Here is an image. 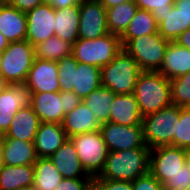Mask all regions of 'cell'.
Returning a JSON list of instances; mask_svg holds the SVG:
<instances>
[{
    "label": "cell",
    "instance_id": "40",
    "mask_svg": "<svg viewBox=\"0 0 190 190\" xmlns=\"http://www.w3.org/2000/svg\"><path fill=\"white\" fill-rule=\"evenodd\" d=\"M60 100L63 103L62 110L64 113L74 110L83 101L72 91L60 92Z\"/></svg>",
    "mask_w": 190,
    "mask_h": 190
},
{
    "label": "cell",
    "instance_id": "14",
    "mask_svg": "<svg viewBox=\"0 0 190 190\" xmlns=\"http://www.w3.org/2000/svg\"><path fill=\"white\" fill-rule=\"evenodd\" d=\"M31 93L24 83L10 84L0 93V136L9 130L14 115L30 105Z\"/></svg>",
    "mask_w": 190,
    "mask_h": 190
},
{
    "label": "cell",
    "instance_id": "8",
    "mask_svg": "<svg viewBox=\"0 0 190 190\" xmlns=\"http://www.w3.org/2000/svg\"><path fill=\"white\" fill-rule=\"evenodd\" d=\"M169 42L159 33H155L135 37L123 49L132 56L142 71H158Z\"/></svg>",
    "mask_w": 190,
    "mask_h": 190
},
{
    "label": "cell",
    "instance_id": "45",
    "mask_svg": "<svg viewBox=\"0 0 190 190\" xmlns=\"http://www.w3.org/2000/svg\"><path fill=\"white\" fill-rule=\"evenodd\" d=\"M106 9L132 0H98Z\"/></svg>",
    "mask_w": 190,
    "mask_h": 190
},
{
    "label": "cell",
    "instance_id": "36",
    "mask_svg": "<svg viewBox=\"0 0 190 190\" xmlns=\"http://www.w3.org/2000/svg\"><path fill=\"white\" fill-rule=\"evenodd\" d=\"M163 185L165 190H188L190 188V171L186 165L171 176Z\"/></svg>",
    "mask_w": 190,
    "mask_h": 190
},
{
    "label": "cell",
    "instance_id": "33",
    "mask_svg": "<svg viewBox=\"0 0 190 190\" xmlns=\"http://www.w3.org/2000/svg\"><path fill=\"white\" fill-rule=\"evenodd\" d=\"M171 103L190 107V72L170 80Z\"/></svg>",
    "mask_w": 190,
    "mask_h": 190
},
{
    "label": "cell",
    "instance_id": "2",
    "mask_svg": "<svg viewBox=\"0 0 190 190\" xmlns=\"http://www.w3.org/2000/svg\"><path fill=\"white\" fill-rule=\"evenodd\" d=\"M150 148L108 152L104 167L95 178L133 182L149 173Z\"/></svg>",
    "mask_w": 190,
    "mask_h": 190
},
{
    "label": "cell",
    "instance_id": "52",
    "mask_svg": "<svg viewBox=\"0 0 190 190\" xmlns=\"http://www.w3.org/2000/svg\"><path fill=\"white\" fill-rule=\"evenodd\" d=\"M1 66H2V63H1V57H0V74H1Z\"/></svg>",
    "mask_w": 190,
    "mask_h": 190
},
{
    "label": "cell",
    "instance_id": "5",
    "mask_svg": "<svg viewBox=\"0 0 190 190\" xmlns=\"http://www.w3.org/2000/svg\"><path fill=\"white\" fill-rule=\"evenodd\" d=\"M122 49L120 36L111 33L96 39L79 38L72 45L73 57L77 62L100 68L109 64Z\"/></svg>",
    "mask_w": 190,
    "mask_h": 190
},
{
    "label": "cell",
    "instance_id": "13",
    "mask_svg": "<svg viewBox=\"0 0 190 190\" xmlns=\"http://www.w3.org/2000/svg\"><path fill=\"white\" fill-rule=\"evenodd\" d=\"M27 36L26 40L33 46L55 35V9L44 1L34 9L26 12Z\"/></svg>",
    "mask_w": 190,
    "mask_h": 190
},
{
    "label": "cell",
    "instance_id": "48",
    "mask_svg": "<svg viewBox=\"0 0 190 190\" xmlns=\"http://www.w3.org/2000/svg\"><path fill=\"white\" fill-rule=\"evenodd\" d=\"M4 158H3V148H2V137L0 136V169L4 166Z\"/></svg>",
    "mask_w": 190,
    "mask_h": 190
},
{
    "label": "cell",
    "instance_id": "35",
    "mask_svg": "<svg viewBox=\"0 0 190 190\" xmlns=\"http://www.w3.org/2000/svg\"><path fill=\"white\" fill-rule=\"evenodd\" d=\"M135 3L139 9L152 12L159 24L163 21V16L171 11L175 0H135Z\"/></svg>",
    "mask_w": 190,
    "mask_h": 190
},
{
    "label": "cell",
    "instance_id": "32",
    "mask_svg": "<svg viewBox=\"0 0 190 190\" xmlns=\"http://www.w3.org/2000/svg\"><path fill=\"white\" fill-rule=\"evenodd\" d=\"M34 47L35 58L41 60L57 62L63 56L72 53V45L55 35Z\"/></svg>",
    "mask_w": 190,
    "mask_h": 190
},
{
    "label": "cell",
    "instance_id": "18",
    "mask_svg": "<svg viewBox=\"0 0 190 190\" xmlns=\"http://www.w3.org/2000/svg\"><path fill=\"white\" fill-rule=\"evenodd\" d=\"M41 121L32 109L31 105L20 108L12 119L9 130L3 139H18L34 142Z\"/></svg>",
    "mask_w": 190,
    "mask_h": 190
},
{
    "label": "cell",
    "instance_id": "47",
    "mask_svg": "<svg viewBox=\"0 0 190 190\" xmlns=\"http://www.w3.org/2000/svg\"><path fill=\"white\" fill-rule=\"evenodd\" d=\"M9 85L8 81L0 74V93L5 91Z\"/></svg>",
    "mask_w": 190,
    "mask_h": 190
},
{
    "label": "cell",
    "instance_id": "20",
    "mask_svg": "<svg viewBox=\"0 0 190 190\" xmlns=\"http://www.w3.org/2000/svg\"><path fill=\"white\" fill-rule=\"evenodd\" d=\"M61 124L68 138L94 132L101 127V123L83 101L74 110L65 113Z\"/></svg>",
    "mask_w": 190,
    "mask_h": 190
},
{
    "label": "cell",
    "instance_id": "39",
    "mask_svg": "<svg viewBox=\"0 0 190 190\" xmlns=\"http://www.w3.org/2000/svg\"><path fill=\"white\" fill-rule=\"evenodd\" d=\"M131 183L133 190H165L164 185L157 181L150 173L138 177Z\"/></svg>",
    "mask_w": 190,
    "mask_h": 190
},
{
    "label": "cell",
    "instance_id": "21",
    "mask_svg": "<svg viewBox=\"0 0 190 190\" xmlns=\"http://www.w3.org/2000/svg\"><path fill=\"white\" fill-rule=\"evenodd\" d=\"M0 32L8 42L26 40V13L6 3L0 7Z\"/></svg>",
    "mask_w": 190,
    "mask_h": 190
},
{
    "label": "cell",
    "instance_id": "15",
    "mask_svg": "<svg viewBox=\"0 0 190 190\" xmlns=\"http://www.w3.org/2000/svg\"><path fill=\"white\" fill-rule=\"evenodd\" d=\"M56 61L35 58L24 84L30 93L60 92Z\"/></svg>",
    "mask_w": 190,
    "mask_h": 190
},
{
    "label": "cell",
    "instance_id": "6",
    "mask_svg": "<svg viewBox=\"0 0 190 190\" xmlns=\"http://www.w3.org/2000/svg\"><path fill=\"white\" fill-rule=\"evenodd\" d=\"M181 107L171 104L142 119L144 142L147 147L174 146L176 121Z\"/></svg>",
    "mask_w": 190,
    "mask_h": 190
},
{
    "label": "cell",
    "instance_id": "38",
    "mask_svg": "<svg viewBox=\"0 0 190 190\" xmlns=\"http://www.w3.org/2000/svg\"><path fill=\"white\" fill-rule=\"evenodd\" d=\"M93 190H133L129 181L94 178Z\"/></svg>",
    "mask_w": 190,
    "mask_h": 190
},
{
    "label": "cell",
    "instance_id": "19",
    "mask_svg": "<svg viewBox=\"0 0 190 190\" xmlns=\"http://www.w3.org/2000/svg\"><path fill=\"white\" fill-rule=\"evenodd\" d=\"M142 119L143 116L133 93L115 94L111 103L109 122L123 126H142Z\"/></svg>",
    "mask_w": 190,
    "mask_h": 190
},
{
    "label": "cell",
    "instance_id": "42",
    "mask_svg": "<svg viewBox=\"0 0 190 190\" xmlns=\"http://www.w3.org/2000/svg\"><path fill=\"white\" fill-rule=\"evenodd\" d=\"M52 5L54 9H62L69 6H78L80 0H45Z\"/></svg>",
    "mask_w": 190,
    "mask_h": 190
},
{
    "label": "cell",
    "instance_id": "22",
    "mask_svg": "<svg viewBox=\"0 0 190 190\" xmlns=\"http://www.w3.org/2000/svg\"><path fill=\"white\" fill-rule=\"evenodd\" d=\"M30 105L41 122L61 124L64 119L60 92L31 93Z\"/></svg>",
    "mask_w": 190,
    "mask_h": 190
},
{
    "label": "cell",
    "instance_id": "34",
    "mask_svg": "<svg viewBox=\"0 0 190 190\" xmlns=\"http://www.w3.org/2000/svg\"><path fill=\"white\" fill-rule=\"evenodd\" d=\"M174 146L190 149V107L180 109V120L176 121Z\"/></svg>",
    "mask_w": 190,
    "mask_h": 190
},
{
    "label": "cell",
    "instance_id": "31",
    "mask_svg": "<svg viewBox=\"0 0 190 190\" xmlns=\"http://www.w3.org/2000/svg\"><path fill=\"white\" fill-rule=\"evenodd\" d=\"M190 28L186 16L173 5L170 12L163 16L158 24V33L169 41H175L182 33Z\"/></svg>",
    "mask_w": 190,
    "mask_h": 190
},
{
    "label": "cell",
    "instance_id": "44",
    "mask_svg": "<svg viewBox=\"0 0 190 190\" xmlns=\"http://www.w3.org/2000/svg\"><path fill=\"white\" fill-rule=\"evenodd\" d=\"M180 46L190 49V28H188L184 33H182L176 40Z\"/></svg>",
    "mask_w": 190,
    "mask_h": 190
},
{
    "label": "cell",
    "instance_id": "1",
    "mask_svg": "<svg viewBox=\"0 0 190 190\" xmlns=\"http://www.w3.org/2000/svg\"><path fill=\"white\" fill-rule=\"evenodd\" d=\"M57 67L60 92L72 91L83 100L102 86L101 68L77 62L73 53L59 59Z\"/></svg>",
    "mask_w": 190,
    "mask_h": 190
},
{
    "label": "cell",
    "instance_id": "30",
    "mask_svg": "<svg viewBox=\"0 0 190 190\" xmlns=\"http://www.w3.org/2000/svg\"><path fill=\"white\" fill-rule=\"evenodd\" d=\"M115 94L106 87L92 91L83 102L96 116L97 120L102 124L109 122V115L111 112V103L113 102Z\"/></svg>",
    "mask_w": 190,
    "mask_h": 190
},
{
    "label": "cell",
    "instance_id": "29",
    "mask_svg": "<svg viewBox=\"0 0 190 190\" xmlns=\"http://www.w3.org/2000/svg\"><path fill=\"white\" fill-rule=\"evenodd\" d=\"M63 177L49 158L34 163V186L37 190H55Z\"/></svg>",
    "mask_w": 190,
    "mask_h": 190
},
{
    "label": "cell",
    "instance_id": "7",
    "mask_svg": "<svg viewBox=\"0 0 190 190\" xmlns=\"http://www.w3.org/2000/svg\"><path fill=\"white\" fill-rule=\"evenodd\" d=\"M0 57L1 75L8 83H24L35 60V47L27 40L10 42Z\"/></svg>",
    "mask_w": 190,
    "mask_h": 190
},
{
    "label": "cell",
    "instance_id": "4",
    "mask_svg": "<svg viewBox=\"0 0 190 190\" xmlns=\"http://www.w3.org/2000/svg\"><path fill=\"white\" fill-rule=\"evenodd\" d=\"M141 72L137 62L122 49L109 64L101 67V83L114 94L134 93Z\"/></svg>",
    "mask_w": 190,
    "mask_h": 190
},
{
    "label": "cell",
    "instance_id": "37",
    "mask_svg": "<svg viewBox=\"0 0 190 190\" xmlns=\"http://www.w3.org/2000/svg\"><path fill=\"white\" fill-rule=\"evenodd\" d=\"M94 178H63L55 190H93Z\"/></svg>",
    "mask_w": 190,
    "mask_h": 190
},
{
    "label": "cell",
    "instance_id": "46",
    "mask_svg": "<svg viewBox=\"0 0 190 190\" xmlns=\"http://www.w3.org/2000/svg\"><path fill=\"white\" fill-rule=\"evenodd\" d=\"M8 45V40L0 32V54L7 48Z\"/></svg>",
    "mask_w": 190,
    "mask_h": 190
},
{
    "label": "cell",
    "instance_id": "25",
    "mask_svg": "<svg viewBox=\"0 0 190 190\" xmlns=\"http://www.w3.org/2000/svg\"><path fill=\"white\" fill-rule=\"evenodd\" d=\"M55 36L73 45L78 38L80 8L69 6L62 9H55L54 20Z\"/></svg>",
    "mask_w": 190,
    "mask_h": 190
},
{
    "label": "cell",
    "instance_id": "11",
    "mask_svg": "<svg viewBox=\"0 0 190 190\" xmlns=\"http://www.w3.org/2000/svg\"><path fill=\"white\" fill-rule=\"evenodd\" d=\"M100 132L108 152L134 148H149L145 145L142 126H123L112 122L101 124Z\"/></svg>",
    "mask_w": 190,
    "mask_h": 190
},
{
    "label": "cell",
    "instance_id": "9",
    "mask_svg": "<svg viewBox=\"0 0 190 190\" xmlns=\"http://www.w3.org/2000/svg\"><path fill=\"white\" fill-rule=\"evenodd\" d=\"M85 171L93 178L104 167L108 149L100 130L83 133L70 138Z\"/></svg>",
    "mask_w": 190,
    "mask_h": 190
},
{
    "label": "cell",
    "instance_id": "49",
    "mask_svg": "<svg viewBox=\"0 0 190 190\" xmlns=\"http://www.w3.org/2000/svg\"><path fill=\"white\" fill-rule=\"evenodd\" d=\"M185 165L190 171V149H186V154H185Z\"/></svg>",
    "mask_w": 190,
    "mask_h": 190
},
{
    "label": "cell",
    "instance_id": "23",
    "mask_svg": "<svg viewBox=\"0 0 190 190\" xmlns=\"http://www.w3.org/2000/svg\"><path fill=\"white\" fill-rule=\"evenodd\" d=\"M159 73L169 80L190 72V49L170 41Z\"/></svg>",
    "mask_w": 190,
    "mask_h": 190
},
{
    "label": "cell",
    "instance_id": "26",
    "mask_svg": "<svg viewBox=\"0 0 190 190\" xmlns=\"http://www.w3.org/2000/svg\"><path fill=\"white\" fill-rule=\"evenodd\" d=\"M138 6L135 0L106 9L107 28L109 33L121 36L135 17Z\"/></svg>",
    "mask_w": 190,
    "mask_h": 190
},
{
    "label": "cell",
    "instance_id": "28",
    "mask_svg": "<svg viewBox=\"0 0 190 190\" xmlns=\"http://www.w3.org/2000/svg\"><path fill=\"white\" fill-rule=\"evenodd\" d=\"M155 33H158V23L152 12L138 8L135 17L130 21L128 28L120 36V39L122 46L124 47L131 39L135 37Z\"/></svg>",
    "mask_w": 190,
    "mask_h": 190
},
{
    "label": "cell",
    "instance_id": "41",
    "mask_svg": "<svg viewBox=\"0 0 190 190\" xmlns=\"http://www.w3.org/2000/svg\"><path fill=\"white\" fill-rule=\"evenodd\" d=\"M45 0H7V3L17 8L19 11L28 12L36 6L42 4Z\"/></svg>",
    "mask_w": 190,
    "mask_h": 190
},
{
    "label": "cell",
    "instance_id": "12",
    "mask_svg": "<svg viewBox=\"0 0 190 190\" xmlns=\"http://www.w3.org/2000/svg\"><path fill=\"white\" fill-rule=\"evenodd\" d=\"M78 38L96 39L109 33L106 8L98 0H80Z\"/></svg>",
    "mask_w": 190,
    "mask_h": 190
},
{
    "label": "cell",
    "instance_id": "24",
    "mask_svg": "<svg viewBox=\"0 0 190 190\" xmlns=\"http://www.w3.org/2000/svg\"><path fill=\"white\" fill-rule=\"evenodd\" d=\"M2 148L5 165H34L38 159L34 142L2 138Z\"/></svg>",
    "mask_w": 190,
    "mask_h": 190
},
{
    "label": "cell",
    "instance_id": "17",
    "mask_svg": "<svg viewBox=\"0 0 190 190\" xmlns=\"http://www.w3.org/2000/svg\"><path fill=\"white\" fill-rule=\"evenodd\" d=\"M67 139L62 124L41 122L34 141L37 157H51Z\"/></svg>",
    "mask_w": 190,
    "mask_h": 190
},
{
    "label": "cell",
    "instance_id": "3",
    "mask_svg": "<svg viewBox=\"0 0 190 190\" xmlns=\"http://www.w3.org/2000/svg\"><path fill=\"white\" fill-rule=\"evenodd\" d=\"M133 94L143 117L172 104L170 80L158 71H142Z\"/></svg>",
    "mask_w": 190,
    "mask_h": 190
},
{
    "label": "cell",
    "instance_id": "16",
    "mask_svg": "<svg viewBox=\"0 0 190 190\" xmlns=\"http://www.w3.org/2000/svg\"><path fill=\"white\" fill-rule=\"evenodd\" d=\"M49 159L63 178H93L83 168L70 138Z\"/></svg>",
    "mask_w": 190,
    "mask_h": 190
},
{
    "label": "cell",
    "instance_id": "10",
    "mask_svg": "<svg viewBox=\"0 0 190 190\" xmlns=\"http://www.w3.org/2000/svg\"><path fill=\"white\" fill-rule=\"evenodd\" d=\"M185 154V149L170 145L151 148L149 173L164 184L185 165Z\"/></svg>",
    "mask_w": 190,
    "mask_h": 190
},
{
    "label": "cell",
    "instance_id": "43",
    "mask_svg": "<svg viewBox=\"0 0 190 190\" xmlns=\"http://www.w3.org/2000/svg\"><path fill=\"white\" fill-rule=\"evenodd\" d=\"M174 5L181 11L190 22V0H175Z\"/></svg>",
    "mask_w": 190,
    "mask_h": 190
},
{
    "label": "cell",
    "instance_id": "50",
    "mask_svg": "<svg viewBox=\"0 0 190 190\" xmlns=\"http://www.w3.org/2000/svg\"><path fill=\"white\" fill-rule=\"evenodd\" d=\"M16 190H37V189L33 184H31V185H27V186H23L21 188H18Z\"/></svg>",
    "mask_w": 190,
    "mask_h": 190
},
{
    "label": "cell",
    "instance_id": "27",
    "mask_svg": "<svg viewBox=\"0 0 190 190\" xmlns=\"http://www.w3.org/2000/svg\"><path fill=\"white\" fill-rule=\"evenodd\" d=\"M31 184H34V165H4L0 169V190H16Z\"/></svg>",
    "mask_w": 190,
    "mask_h": 190
},
{
    "label": "cell",
    "instance_id": "51",
    "mask_svg": "<svg viewBox=\"0 0 190 190\" xmlns=\"http://www.w3.org/2000/svg\"><path fill=\"white\" fill-rule=\"evenodd\" d=\"M7 3V0H0V7Z\"/></svg>",
    "mask_w": 190,
    "mask_h": 190
}]
</instances>
